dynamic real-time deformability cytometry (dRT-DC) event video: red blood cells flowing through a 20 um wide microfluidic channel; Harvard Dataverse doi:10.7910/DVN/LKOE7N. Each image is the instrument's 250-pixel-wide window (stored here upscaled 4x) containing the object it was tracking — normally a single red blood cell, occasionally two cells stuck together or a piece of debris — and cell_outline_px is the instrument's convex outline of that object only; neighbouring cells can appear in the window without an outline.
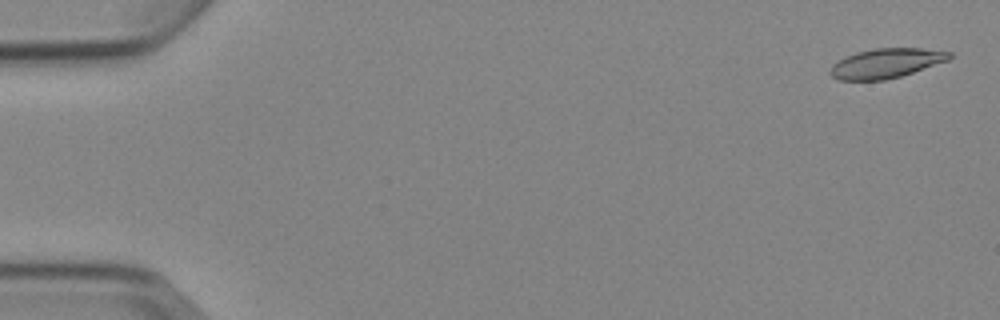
{"species": "Egyptian fruit bat (a non-hibernating species)", "species_latin": "Rousettus aegyptiacus", "temperature_condition": "cold", "stored_images_in_passage": 4, "camera_frame_rate_fps": 3000, "um_per_image_px": 0.085, "animal": {"sex": "female"}, "frame": {"image": 1, "passage_image": 1, "time_ms": 0.0, "image_size_px": [1000, 320], "cell_outline_px": [[952, 56], [948, 60], [900, 76], [884, 80], [840, 80], [832, 76], [828, 72], [832, 64], [856, 52], [872, 48], [920, 48], [952, 52]], "centroid_in_image_um": [75.3, 5.37], "position_along_channel_um": 9.7, "area_um2": 20.35}}